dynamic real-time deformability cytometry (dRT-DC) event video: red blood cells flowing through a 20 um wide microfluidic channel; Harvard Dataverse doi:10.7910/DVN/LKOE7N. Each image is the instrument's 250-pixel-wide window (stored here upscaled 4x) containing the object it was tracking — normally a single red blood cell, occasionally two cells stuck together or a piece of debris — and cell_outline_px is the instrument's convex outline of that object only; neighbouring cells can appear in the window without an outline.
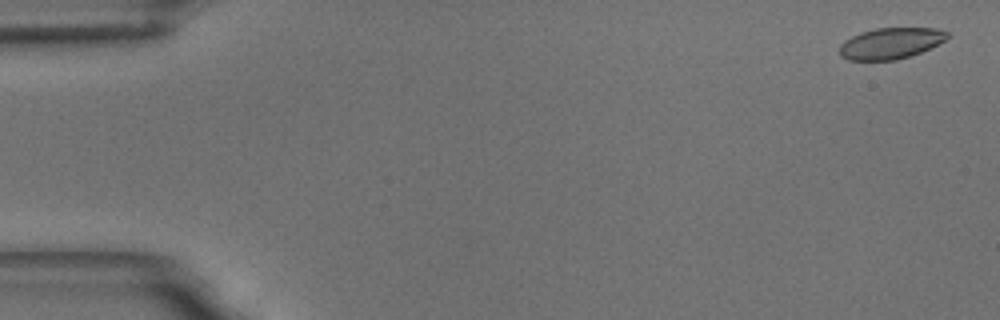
{"species": "common noctule bat (a hibernating species)", "species_latin": "Nyctalus noctula", "temperature_condition": "room temperature", "stored_images_in_passage": 56, "camera_frame_rate_fps": 3000, "um_per_image_px": 0.085, "animal": {"sex": "male", "body_mass_g": 18.8}, "frame": {"image": 1, "passage_image": 2, "time_ms": 0.333, "image_size_px": [1000, 320], "cell_outline_px": [[948, 36], [944, 40], [920, 52], [896, 60], [848, 60], [840, 56], [840, 44], [844, 40], [860, 32], [876, 28], [936, 28], [948, 32]], "centroid_in_image_um": [75.65, 3.68], "position_along_channel_um": 9.3, "area_um2": 19.36}}
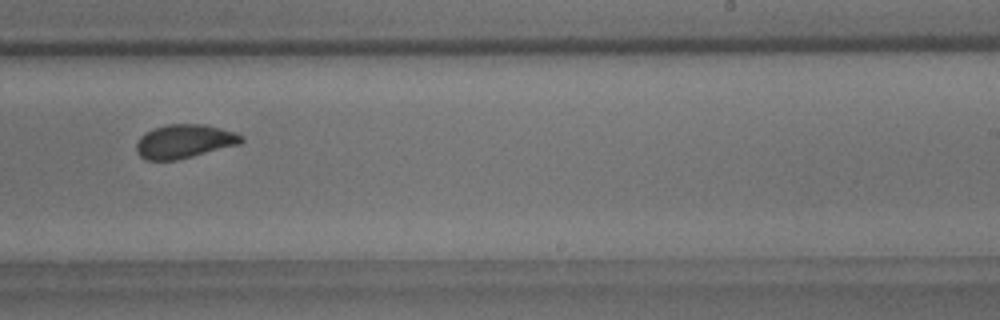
{"frame": {"image": 2, "passage_image": 35, "time_ms": 11.333, "image_size_px": [1000, 320], "cell_outline_px": [[244, 140], [240, 144], [176, 160], [144, 160], [136, 152], [136, 144], [140, 136], [156, 128], [168, 124], [204, 124], [220, 128], [244, 136]], "centroid_in_image_um": [15.66, 12.02], "position_along_channel_um": 273.3, "area_um2": 20.46}}
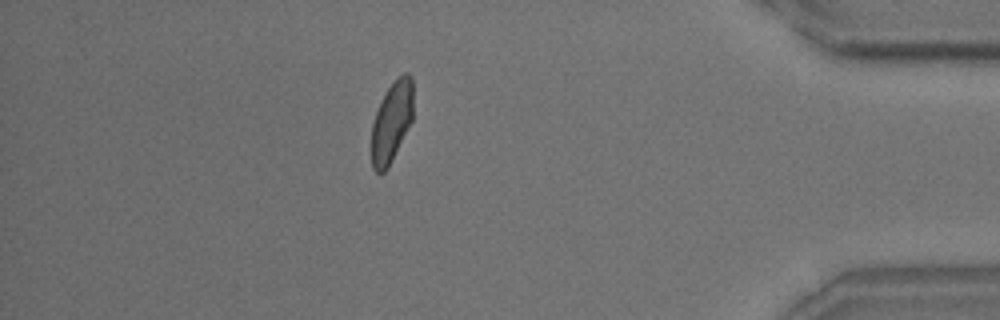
{"frame": {"image": 3, "passage_image": 49, "time_ms": 16.0, "image_size_px": [1000, 320], "cell_outline_px": [[412, 120], [388, 168], [384, 172], [376, 172], [372, 168], [372, 124], [376, 112], [388, 88], [404, 72], [408, 72], [412, 76]], "centroid_in_image_um": [33.29, 10.38], "position_along_channel_um": 401.9, "area_um2": 19.19}, "authors_computed_cell_mechanics": {"area_um2": 20.6346, "velocity_mm_per_s": 3.6285, "shape_relaxation_time_tau1_ms": 4.5456, "shape_relaxation_time_tau2_ms": 1.128, "deformation_change_tau1": 0.1158, "deformation_change_tau2": 0.0512}}